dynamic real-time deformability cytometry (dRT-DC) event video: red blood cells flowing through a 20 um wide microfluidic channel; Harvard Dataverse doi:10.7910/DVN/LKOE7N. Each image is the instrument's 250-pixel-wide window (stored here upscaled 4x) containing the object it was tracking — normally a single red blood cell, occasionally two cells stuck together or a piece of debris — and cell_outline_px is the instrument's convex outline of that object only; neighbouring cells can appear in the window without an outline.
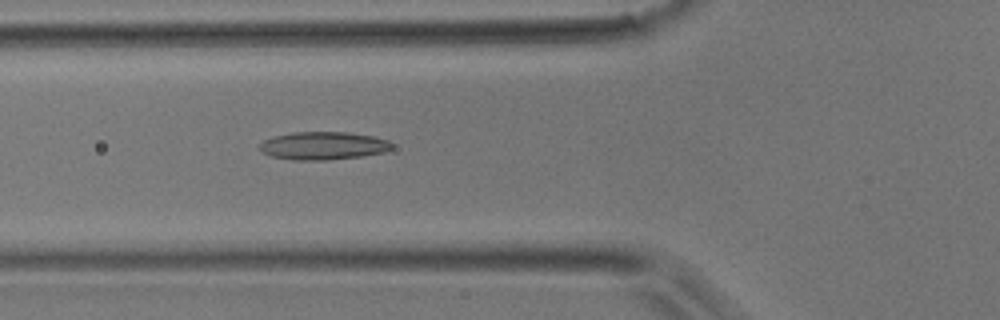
{"species": "common noctule bat (a hibernating species)", "species_latin": "Nyctalus noctula", "temperature_condition": "room temperature", "stored_images_in_passage": 43, "camera_frame_rate_fps": 3000, "um_per_image_px": 0.085, "animal": {"sex": "male", "body_mass_g": 17.9}, "frame": {"image": 1, "passage_image": 15, "time_ms": 4.667, "image_size_px": [1000, 320], "cell_outline_px": [[392, 148], [384, 152], [360, 156], [328, 160], [292, 160], [272, 156], [260, 152], [260, 144], [264, 140], [272, 136], [292, 132], [348, 132], [372, 136], [388, 140], [392, 144]], "centroid_in_image_um": [27.44, 12.38], "position_along_channel_um": 98.4, "area_um2": 21.56}}
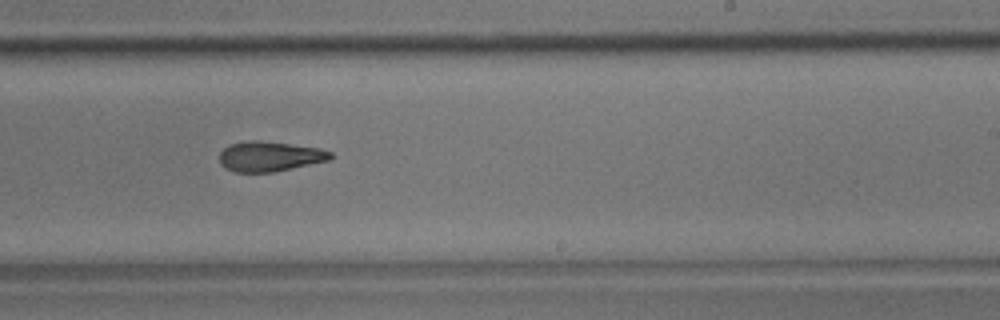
{"frame": {"image": 2, "passage_image": 26, "time_ms": 8.333, "image_size_px": [1000, 320], "cell_outline_px": [[332, 160], [272, 172], [236, 172], [224, 168], [220, 164], [220, 152], [228, 144], [248, 140], [260, 140], [320, 148], [332, 152]], "centroid_in_image_um": [22.92, 13.29], "position_along_channel_um": 266.1, "area_um2": 19.59}}
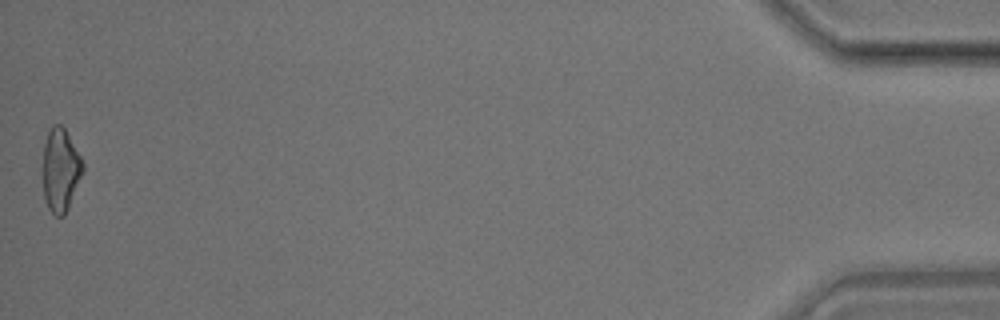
{"frame": {"image": 3, "passage_image": 43, "time_ms": 14.0, "image_size_px": [1000, 320], "cell_outline_px": [[84, 172], [68, 208], [64, 216], [56, 216], [48, 208], [44, 200], [40, 172], [44, 144], [48, 128], [52, 124], [60, 124], [64, 128], [80, 156], [84, 164]], "centroid_in_image_um": [5.09, 14.45], "position_along_channel_um": 430.1, "area_um2": 20.11}}